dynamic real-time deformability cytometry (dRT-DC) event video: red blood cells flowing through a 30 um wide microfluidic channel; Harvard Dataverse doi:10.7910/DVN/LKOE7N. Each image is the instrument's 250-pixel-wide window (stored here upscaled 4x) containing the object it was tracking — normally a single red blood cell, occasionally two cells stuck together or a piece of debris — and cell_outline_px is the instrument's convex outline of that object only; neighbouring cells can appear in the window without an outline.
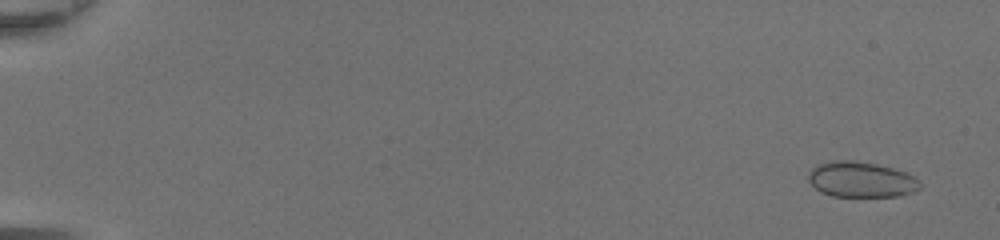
{"species": "common noctule bat (a hibernating species)", "species_latin": "Nyctalus noctula", "temperature_condition": "room temperature", "stored_images_in_passage": 49, "camera_frame_rate_fps": 3000, "um_per_image_px": 0.085, "animal": {"sex": "female", "body_mass_g": 20.0, "forearm_length_mm": 54.0}, "frame": {"image": 1, "passage_image": 3, "time_ms": 0.667, "image_size_px": [1000, 240], "cell_outline_px": [[920, 188], [916, 192], [900, 196], [832, 196], [820, 192], [808, 180], [808, 172], [816, 164], [828, 160], [856, 160], [876, 164], [908, 172], [920, 180]], "centroid_in_image_um": [73.2, 15.25], "position_along_channel_um": 11.8, "area_um2": 23.52}}
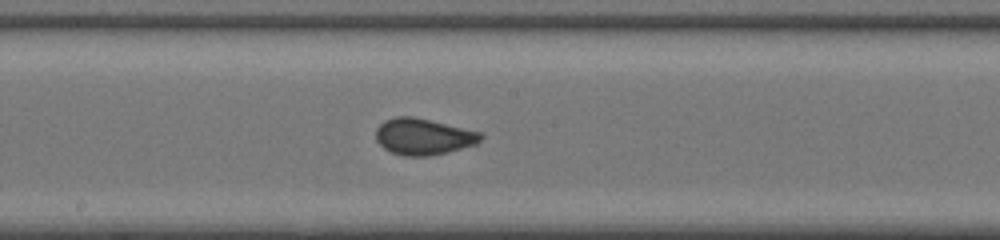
{"frame": {"image": 2, "passage_image": 29, "time_ms": 9.333, "image_size_px": [1000, 240], "cell_outline_px": [[484, 136], [476, 144], [448, 152], [428, 156], [404, 156], [392, 152], [384, 148], [376, 140], [376, 128], [384, 120], [396, 116], [412, 116], [484, 132]], "centroid_in_image_um": [36.0, 11.6], "position_along_channel_um": 212.2, "area_um2": 22.37}}
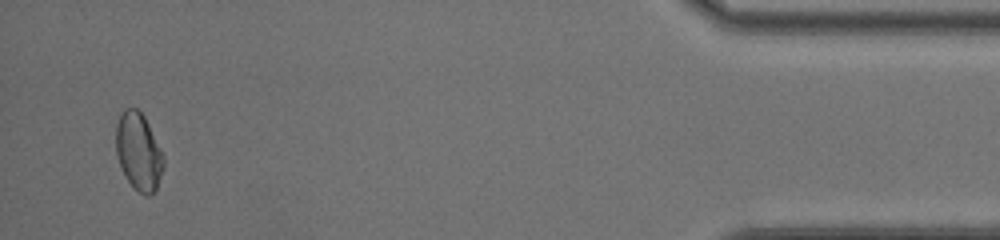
{"frame": {"image": 3, "passage_image": 48, "time_ms": 15.667, "image_size_px": [1000, 240], "cell_outline_px": [[164, 168], [156, 188], [152, 196], [144, 196], [124, 176], [116, 152], [116, 124], [120, 112], [124, 108], [136, 108], [144, 116], [164, 156]], "centroid_in_image_um": [11.78, 12.88], "position_along_channel_um": 423.4, "area_um2": 21.44}}